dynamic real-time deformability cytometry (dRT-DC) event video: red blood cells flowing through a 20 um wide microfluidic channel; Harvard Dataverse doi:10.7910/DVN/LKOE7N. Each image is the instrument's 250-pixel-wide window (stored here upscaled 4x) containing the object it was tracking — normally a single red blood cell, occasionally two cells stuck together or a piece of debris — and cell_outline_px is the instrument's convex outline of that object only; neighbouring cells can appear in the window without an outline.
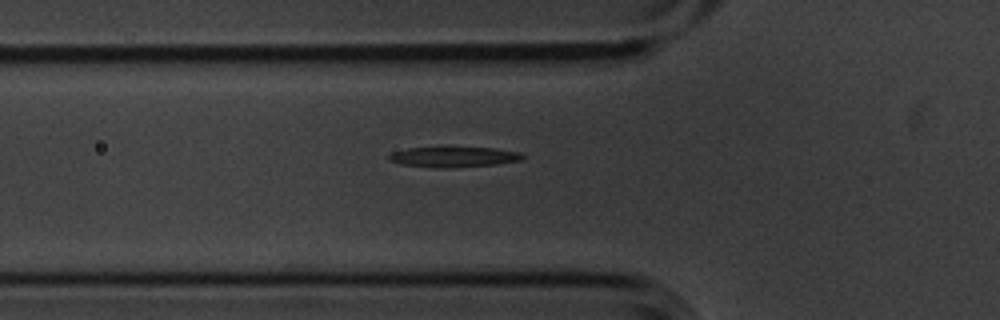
{"species": "common noctule bat (a hibernating species)", "species_latin": "Nyctalus noctula", "temperature_condition": "cold", "stored_images_in_passage": 6, "camera_frame_rate_fps": 3000, "um_per_image_px": 0.085, "animal": {"sex": "male", "body_mass_g": 20.1, "forearm_length_mm": 53.5}, "frame": {"image": 1, "passage_image": 6, "time_ms": 1.667, "image_size_px": [1000, 320], "cell_outline_px": [[524, 156], [520, 160], [496, 164], [448, 168], [436, 168], [400, 164], [388, 160], [388, 156], [392, 152], [408, 148], [448, 144], [496, 148], [520, 152]], "centroid_in_image_um": [38.52, 13.28], "position_along_channel_um": 87.3, "area_um2": 16.94}}